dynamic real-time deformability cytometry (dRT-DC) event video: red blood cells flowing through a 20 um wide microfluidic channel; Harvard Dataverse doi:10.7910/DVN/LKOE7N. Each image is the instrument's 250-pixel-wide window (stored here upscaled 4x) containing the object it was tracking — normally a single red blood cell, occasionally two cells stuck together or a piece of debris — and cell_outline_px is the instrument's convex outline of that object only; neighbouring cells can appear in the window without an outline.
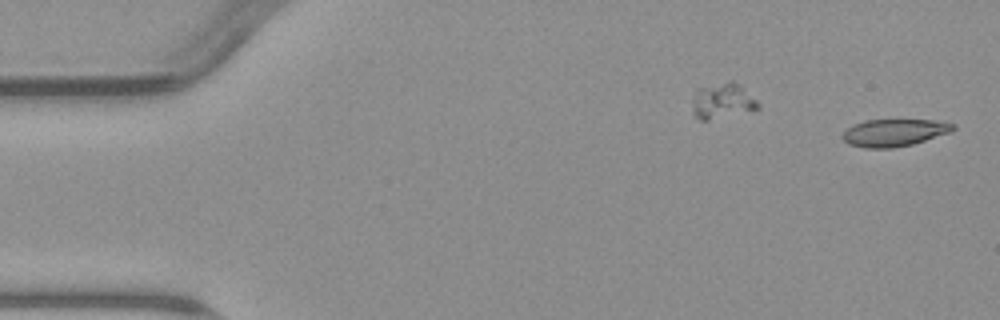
{"species": "common noctule bat (a hibernating species)", "species_latin": "Nyctalus noctula", "temperature_condition": "warm", "stored_images_in_passage": 3, "segment_of_instrument_passage": [2, 2], "camera_frame_rate_fps": 3000, "um_per_image_px": 0.085, "animal": {"sex": "male", "body_mass_g": 23.1, "forearm_length_mm": 52.7}, "frame": {"image": 1, "passage_image": 3, "time_ms": 2.333, "image_size_px": [1000, 320], "cell_outline_px": [[956, 128], [952, 132], [912, 144], [892, 148], [864, 148], [848, 144], [840, 136], [852, 124], [864, 120], [936, 120], [956, 124]], "centroid_in_image_um": [76.01, 11.27], "position_along_channel_um": 9.0, "area_um2": 17.74}}